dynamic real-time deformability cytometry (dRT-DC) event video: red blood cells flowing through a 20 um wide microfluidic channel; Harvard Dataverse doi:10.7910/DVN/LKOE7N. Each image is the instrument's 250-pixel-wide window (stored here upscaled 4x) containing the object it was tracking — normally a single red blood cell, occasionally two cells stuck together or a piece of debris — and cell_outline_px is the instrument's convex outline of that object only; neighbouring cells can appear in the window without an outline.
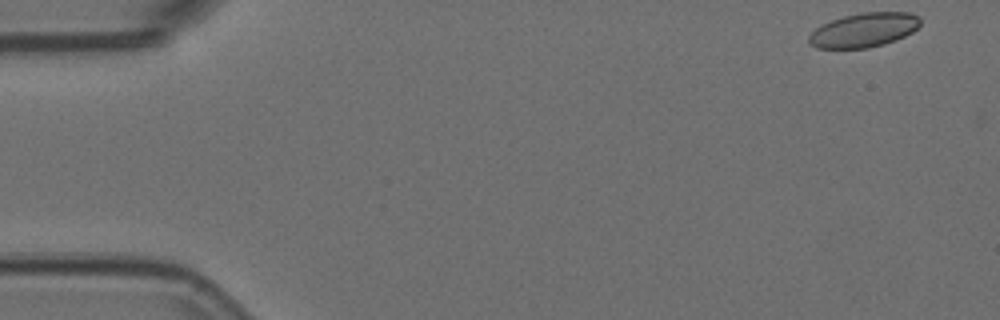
{"species": "Egyptian fruit bat (a non-hibernating species)", "species_latin": "Rousettus aegyptiacus", "temperature_condition": "room temperature", "stored_images_in_passage": 53, "camera_frame_rate_fps": 3000, "um_per_image_px": 0.085, "animal": {"sex": "female"}, "frame": {"image": 1, "passage_image": 1, "time_ms": 0.0, "image_size_px": [1000, 320], "cell_outline_px": [[920, 24], [912, 32], [896, 40], [884, 44], [868, 48], [816, 48], [808, 44], [808, 36], [816, 28], [832, 20], [844, 16], [860, 12], [908, 12], [920, 16]], "centroid_in_image_um": [73.43, 2.55], "position_along_channel_um": 11.6, "area_um2": 22.25}}
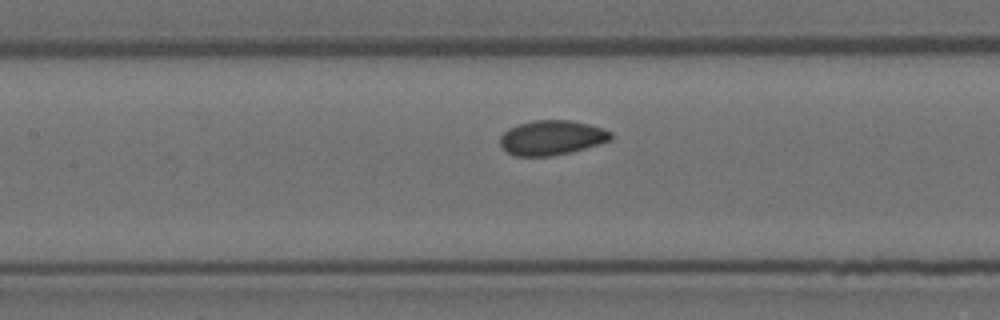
{"frame": {"image": 2, "passage_image": 23, "time_ms": 7.333, "image_size_px": [1000, 320], "cell_outline_px": [[612, 140], [584, 148], [552, 156], [516, 156], [508, 152], [500, 144], [500, 136], [508, 128], [516, 124], [532, 120], [568, 120], [588, 124], [604, 128], [612, 132]], "centroid_in_image_um": [46.89, 11.69], "position_along_channel_um": 160.5, "area_um2": 22.37}}
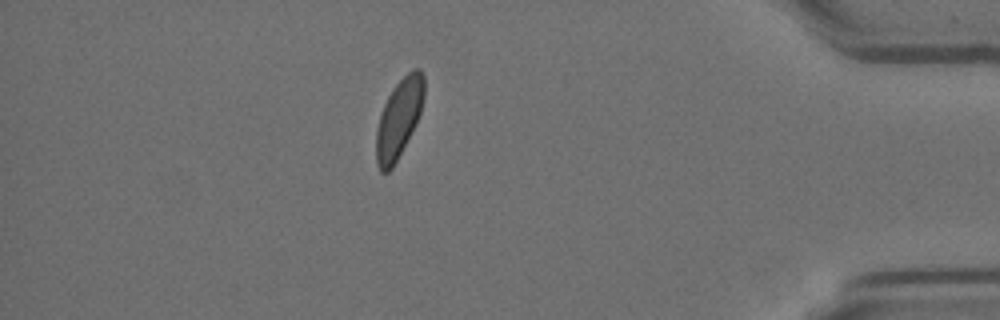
{"frame": {"image": 3, "passage_image": 46, "time_ms": 15.0, "image_size_px": [1000, 320], "cell_outline_px": [[424, 96], [420, 112], [416, 124], [392, 168], [388, 172], [380, 172], [376, 164], [376, 132], [380, 116], [384, 104], [392, 88], [412, 68], [420, 68], [424, 76]], "centroid_in_image_um": [33.9, 10.06], "position_along_channel_um": 401.3, "area_um2": 21.85}, "authors_computed_cell_mechanics": {"area_um2": 22.253, "velocity_mm_per_s": 3.7085, "shape_relaxation_time_tau1_ms": 4.7445, "shape_relaxation_time_tau2_ms": 2.4298, "deformation_change_tau1": 0.0888, "deformation_change_tau2": 0.0689}}